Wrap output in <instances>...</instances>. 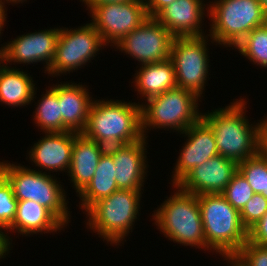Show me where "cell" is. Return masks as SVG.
I'll return each mask as SVG.
<instances>
[{
	"label": "cell",
	"mask_w": 267,
	"mask_h": 266,
	"mask_svg": "<svg viewBox=\"0 0 267 266\" xmlns=\"http://www.w3.org/2000/svg\"><path fill=\"white\" fill-rule=\"evenodd\" d=\"M147 142L143 137L131 144L107 147L114 161L118 189L144 191L149 168Z\"/></svg>",
	"instance_id": "9a60e30c"
},
{
	"label": "cell",
	"mask_w": 267,
	"mask_h": 266,
	"mask_svg": "<svg viewBox=\"0 0 267 266\" xmlns=\"http://www.w3.org/2000/svg\"><path fill=\"white\" fill-rule=\"evenodd\" d=\"M119 190L115 179V165L112 155L106 150L98 163L95 174L87 187L77 196L79 209L86 211L93 203ZM81 203V204H80Z\"/></svg>",
	"instance_id": "cb8c5ba5"
},
{
	"label": "cell",
	"mask_w": 267,
	"mask_h": 266,
	"mask_svg": "<svg viewBox=\"0 0 267 266\" xmlns=\"http://www.w3.org/2000/svg\"><path fill=\"white\" fill-rule=\"evenodd\" d=\"M44 136L35 141L27 153L36 171L55 175L54 172L68 173L72 158L74 132H44ZM36 167H38L36 169ZM40 168V169H39ZM42 169V170H41Z\"/></svg>",
	"instance_id": "e0dca14e"
},
{
	"label": "cell",
	"mask_w": 267,
	"mask_h": 266,
	"mask_svg": "<svg viewBox=\"0 0 267 266\" xmlns=\"http://www.w3.org/2000/svg\"><path fill=\"white\" fill-rule=\"evenodd\" d=\"M208 36L207 34L198 37H174L170 53L176 85L194 92L201 99L204 97L202 94L205 93L204 88L210 75L208 46L211 43L217 46Z\"/></svg>",
	"instance_id": "9c48e42d"
},
{
	"label": "cell",
	"mask_w": 267,
	"mask_h": 266,
	"mask_svg": "<svg viewBox=\"0 0 267 266\" xmlns=\"http://www.w3.org/2000/svg\"><path fill=\"white\" fill-rule=\"evenodd\" d=\"M238 171L256 194L267 199V158L259 154L238 164Z\"/></svg>",
	"instance_id": "4316f807"
},
{
	"label": "cell",
	"mask_w": 267,
	"mask_h": 266,
	"mask_svg": "<svg viewBox=\"0 0 267 266\" xmlns=\"http://www.w3.org/2000/svg\"><path fill=\"white\" fill-rule=\"evenodd\" d=\"M174 36L154 17H148L138 28L127 34L114 48L138 61L139 65L170 58Z\"/></svg>",
	"instance_id": "7c38bea8"
},
{
	"label": "cell",
	"mask_w": 267,
	"mask_h": 266,
	"mask_svg": "<svg viewBox=\"0 0 267 266\" xmlns=\"http://www.w3.org/2000/svg\"><path fill=\"white\" fill-rule=\"evenodd\" d=\"M133 85L141 99L162 94L176 87L175 71L170 58L165 61L140 65L135 71Z\"/></svg>",
	"instance_id": "603a6c76"
},
{
	"label": "cell",
	"mask_w": 267,
	"mask_h": 266,
	"mask_svg": "<svg viewBox=\"0 0 267 266\" xmlns=\"http://www.w3.org/2000/svg\"><path fill=\"white\" fill-rule=\"evenodd\" d=\"M64 225L44 206L32 200L18 201L17 212L11 226L6 230L9 233H18L20 236H29L43 233H56L64 229Z\"/></svg>",
	"instance_id": "44dd1931"
},
{
	"label": "cell",
	"mask_w": 267,
	"mask_h": 266,
	"mask_svg": "<svg viewBox=\"0 0 267 266\" xmlns=\"http://www.w3.org/2000/svg\"><path fill=\"white\" fill-rule=\"evenodd\" d=\"M205 2L207 1L175 0L154 18L174 37L203 36L206 33L202 27L203 20L206 15L209 17V2L204 4Z\"/></svg>",
	"instance_id": "ac0fdd59"
},
{
	"label": "cell",
	"mask_w": 267,
	"mask_h": 266,
	"mask_svg": "<svg viewBox=\"0 0 267 266\" xmlns=\"http://www.w3.org/2000/svg\"><path fill=\"white\" fill-rule=\"evenodd\" d=\"M106 47L91 22L78 28L60 27L55 57L46 72L47 77H60L81 70Z\"/></svg>",
	"instance_id": "30bf717a"
},
{
	"label": "cell",
	"mask_w": 267,
	"mask_h": 266,
	"mask_svg": "<svg viewBox=\"0 0 267 266\" xmlns=\"http://www.w3.org/2000/svg\"><path fill=\"white\" fill-rule=\"evenodd\" d=\"M245 100L233 99L228 106L202 112L201 116L214 132L218 155L237 164L258 154L257 123L246 116Z\"/></svg>",
	"instance_id": "6da1fadb"
},
{
	"label": "cell",
	"mask_w": 267,
	"mask_h": 266,
	"mask_svg": "<svg viewBox=\"0 0 267 266\" xmlns=\"http://www.w3.org/2000/svg\"><path fill=\"white\" fill-rule=\"evenodd\" d=\"M129 1L131 0H80V2L85 4V10H89L93 5L126 3Z\"/></svg>",
	"instance_id": "d590c367"
},
{
	"label": "cell",
	"mask_w": 267,
	"mask_h": 266,
	"mask_svg": "<svg viewBox=\"0 0 267 266\" xmlns=\"http://www.w3.org/2000/svg\"><path fill=\"white\" fill-rule=\"evenodd\" d=\"M257 120L258 154L267 158V115Z\"/></svg>",
	"instance_id": "d6a6232c"
},
{
	"label": "cell",
	"mask_w": 267,
	"mask_h": 266,
	"mask_svg": "<svg viewBox=\"0 0 267 266\" xmlns=\"http://www.w3.org/2000/svg\"><path fill=\"white\" fill-rule=\"evenodd\" d=\"M16 199L10 183L0 173V227L7 230L13 223L17 212Z\"/></svg>",
	"instance_id": "f1b7e54d"
},
{
	"label": "cell",
	"mask_w": 267,
	"mask_h": 266,
	"mask_svg": "<svg viewBox=\"0 0 267 266\" xmlns=\"http://www.w3.org/2000/svg\"><path fill=\"white\" fill-rule=\"evenodd\" d=\"M186 138L172 171V186L176 185L189 171L218 155L214 132L200 118L179 134ZM184 135V136H183Z\"/></svg>",
	"instance_id": "5bb4252c"
},
{
	"label": "cell",
	"mask_w": 267,
	"mask_h": 266,
	"mask_svg": "<svg viewBox=\"0 0 267 266\" xmlns=\"http://www.w3.org/2000/svg\"><path fill=\"white\" fill-rule=\"evenodd\" d=\"M4 64H5L4 63V57H3V55H0V70L3 67Z\"/></svg>",
	"instance_id": "60d3db41"
},
{
	"label": "cell",
	"mask_w": 267,
	"mask_h": 266,
	"mask_svg": "<svg viewBox=\"0 0 267 266\" xmlns=\"http://www.w3.org/2000/svg\"><path fill=\"white\" fill-rule=\"evenodd\" d=\"M233 257L242 266H267V246L248 240Z\"/></svg>",
	"instance_id": "4dcf8cb0"
},
{
	"label": "cell",
	"mask_w": 267,
	"mask_h": 266,
	"mask_svg": "<svg viewBox=\"0 0 267 266\" xmlns=\"http://www.w3.org/2000/svg\"><path fill=\"white\" fill-rule=\"evenodd\" d=\"M140 103L95 98L82 134L105 147L141 140L143 134Z\"/></svg>",
	"instance_id": "7a4b0ae2"
},
{
	"label": "cell",
	"mask_w": 267,
	"mask_h": 266,
	"mask_svg": "<svg viewBox=\"0 0 267 266\" xmlns=\"http://www.w3.org/2000/svg\"><path fill=\"white\" fill-rule=\"evenodd\" d=\"M7 13H5L4 11H0V40H1V34L3 33L2 31L3 30V27L5 26L6 24V21H7ZM1 47H0V55H3V44H0Z\"/></svg>",
	"instance_id": "8d00e7d4"
},
{
	"label": "cell",
	"mask_w": 267,
	"mask_h": 266,
	"mask_svg": "<svg viewBox=\"0 0 267 266\" xmlns=\"http://www.w3.org/2000/svg\"><path fill=\"white\" fill-rule=\"evenodd\" d=\"M265 14L267 15V0H258Z\"/></svg>",
	"instance_id": "ab89813d"
},
{
	"label": "cell",
	"mask_w": 267,
	"mask_h": 266,
	"mask_svg": "<svg viewBox=\"0 0 267 266\" xmlns=\"http://www.w3.org/2000/svg\"><path fill=\"white\" fill-rule=\"evenodd\" d=\"M148 17H155L175 0H144Z\"/></svg>",
	"instance_id": "836d02e7"
},
{
	"label": "cell",
	"mask_w": 267,
	"mask_h": 266,
	"mask_svg": "<svg viewBox=\"0 0 267 266\" xmlns=\"http://www.w3.org/2000/svg\"><path fill=\"white\" fill-rule=\"evenodd\" d=\"M175 188V189H174ZM174 193L152 213L153 225L165 238L182 246L206 252L200 206L196 195L173 185Z\"/></svg>",
	"instance_id": "3957f363"
},
{
	"label": "cell",
	"mask_w": 267,
	"mask_h": 266,
	"mask_svg": "<svg viewBox=\"0 0 267 266\" xmlns=\"http://www.w3.org/2000/svg\"><path fill=\"white\" fill-rule=\"evenodd\" d=\"M267 213V199L262 194H254L240 211L242 225L249 230Z\"/></svg>",
	"instance_id": "f546056e"
},
{
	"label": "cell",
	"mask_w": 267,
	"mask_h": 266,
	"mask_svg": "<svg viewBox=\"0 0 267 266\" xmlns=\"http://www.w3.org/2000/svg\"><path fill=\"white\" fill-rule=\"evenodd\" d=\"M24 1L27 2V0H0V11H4L5 13H7V9H6L7 7H5L6 4L10 5L11 3L13 6V5L20 4V3L22 4L24 3Z\"/></svg>",
	"instance_id": "74e56055"
},
{
	"label": "cell",
	"mask_w": 267,
	"mask_h": 266,
	"mask_svg": "<svg viewBox=\"0 0 267 266\" xmlns=\"http://www.w3.org/2000/svg\"><path fill=\"white\" fill-rule=\"evenodd\" d=\"M208 35L217 46L233 48L253 29L267 23L258 0H209Z\"/></svg>",
	"instance_id": "ba28073f"
},
{
	"label": "cell",
	"mask_w": 267,
	"mask_h": 266,
	"mask_svg": "<svg viewBox=\"0 0 267 266\" xmlns=\"http://www.w3.org/2000/svg\"><path fill=\"white\" fill-rule=\"evenodd\" d=\"M238 171V164L221 155L189 171L176 185L194 195L221 194Z\"/></svg>",
	"instance_id": "2e32d148"
},
{
	"label": "cell",
	"mask_w": 267,
	"mask_h": 266,
	"mask_svg": "<svg viewBox=\"0 0 267 266\" xmlns=\"http://www.w3.org/2000/svg\"><path fill=\"white\" fill-rule=\"evenodd\" d=\"M234 49L253 65L267 69V23L253 29Z\"/></svg>",
	"instance_id": "484cf974"
},
{
	"label": "cell",
	"mask_w": 267,
	"mask_h": 266,
	"mask_svg": "<svg viewBox=\"0 0 267 266\" xmlns=\"http://www.w3.org/2000/svg\"><path fill=\"white\" fill-rule=\"evenodd\" d=\"M107 147L74 132L72 158L68 177L78 196L91 182L99 160Z\"/></svg>",
	"instance_id": "ffe728a7"
},
{
	"label": "cell",
	"mask_w": 267,
	"mask_h": 266,
	"mask_svg": "<svg viewBox=\"0 0 267 266\" xmlns=\"http://www.w3.org/2000/svg\"><path fill=\"white\" fill-rule=\"evenodd\" d=\"M143 191L117 190L93 203L85 212L87 229L105 241L106 245L120 246L133 232L140 216Z\"/></svg>",
	"instance_id": "5b68a950"
},
{
	"label": "cell",
	"mask_w": 267,
	"mask_h": 266,
	"mask_svg": "<svg viewBox=\"0 0 267 266\" xmlns=\"http://www.w3.org/2000/svg\"><path fill=\"white\" fill-rule=\"evenodd\" d=\"M142 101L141 129L146 139L151 129H167L181 134L202 116L198 108L202 99L178 86Z\"/></svg>",
	"instance_id": "52a82bcc"
},
{
	"label": "cell",
	"mask_w": 267,
	"mask_h": 266,
	"mask_svg": "<svg viewBox=\"0 0 267 266\" xmlns=\"http://www.w3.org/2000/svg\"><path fill=\"white\" fill-rule=\"evenodd\" d=\"M37 101L34 104H37V107L32 118H34L33 123L38 129H41L40 132H63V120L57 93L48 86V89L45 88V93Z\"/></svg>",
	"instance_id": "d4e9b609"
},
{
	"label": "cell",
	"mask_w": 267,
	"mask_h": 266,
	"mask_svg": "<svg viewBox=\"0 0 267 266\" xmlns=\"http://www.w3.org/2000/svg\"><path fill=\"white\" fill-rule=\"evenodd\" d=\"M0 161V173L10 183L18 201L32 200L47 208L66 228L70 223L67 192L53 174L42 173L22 164ZM63 186V187H62Z\"/></svg>",
	"instance_id": "8992f818"
},
{
	"label": "cell",
	"mask_w": 267,
	"mask_h": 266,
	"mask_svg": "<svg viewBox=\"0 0 267 266\" xmlns=\"http://www.w3.org/2000/svg\"><path fill=\"white\" fill-rule=\"evenodd\" d=\"M31 76L18 67L4 64L0 70V104L13 108L31 105L37 97V82Z\"/></svg>",
	"instance_id": "7402d4cb"
},
{
	"label": "cell",
	"mask_w": 267,
	"mask_h": 266,
	"mask_svg": "<svg viewBox=\"0 0 267 266\" xmlns=\"http://www.w3.org/2000/svg\"><path fill=\"white\" fill-rule=\"evenodd\" d=\"M87 12L106 46L114 47L127 34L138 28L147 18L144 0L126 3L93 5Z\"/></svg>",
	"instance_id": "8fae6325"
},
{
	"label": "cell",
	"mask_w": 267,
	"mask_h": 266,
	"mask_svg": "<svg viewBox=\"0 0 267 266\" xmlns=\"http://www.w3.org/2000/svg\"><path fill=\"white\" fill-rule=\"evenodd\" d=\"M60 28L38 30L17 36L3 45L4 63L7 66L43 64L47 72L55 57ZM13 63V64H12ZM25 64V65H24Z\"/></svg>",
	"instance_id": "4fadbf2b"
},
{
	"label": "cell",
	"mask_w": 267,
	"mask_h": 266,
	"mask_svg": "<svg viewBox=\"0 0 267 266\" xmlns=\"http://www.w3.org/2000/svg\"><path fill=\"white\" fill-rule=\"evenodd\" d=\"M248 240L258 245L267 246V213L248 230Z\"/></svg>",
	"instance_id": "1f68e13d"
},
{
	"label": "cell",
	"mask_w": 267,
	"mask_h": 266,
	"mask_svg": "<svg viewBox=\"0 0 267 266\" xmlns=\"http://www.w3.org/2000/svg\"><path fill=\"white\" fill-rule=\"evenodd\" d=\"M222 258H223V261L226 260L228 264L227 266H242L234 257H222Z\"/></svg>",
	"instance_id": "f35d334b"
},
{
	"label": "cell",
	"mask_w": 267,
	"mask_h": 266,
	"mask_svg": "<svg viewBox=\"0 0 267 266\" xmlns=\"http://www.w3.org/2000/svg\"><path fill=\"white\" fill-rule=\"evenodd\" d=\"M50 87L58 95L60 113L63 120V132L82 133L86 127L93 97L86 85L62 81Z\"/></svg>",
	"instance_id": "d6986e66"
},
{
	"label": "cell",
	"mask_w": 267,
	"mask_h": 266,
	"mask_svg": "<svg viewBox=\"0 0 267 266\" xmlns=\"http://www.w3.org/2000/svg\"><path fill=\"white\" fill-rule=\"evenodd\" d=\"M206 250L221 257H233L248 241L240 212L222 194L197 195Z\"/></svg>",
	"instance_id": "277c9868"
},
{
	"label": "cell",
	"mask_w": 267,
	"mask_h": 266,
	"mask_svg": "<svg viewBox=\"0 0 267 266\" xmlns=\"http://www.w3.org/2000/svg\"><path fill=\"white\" fill-rule=\"evenodd\" d=\"M221 194L240 212L255 193L247 180L237 171Z\"/></svg>",
	"instance_id": "83f0119b"
},
{
	"label": "cell",
	"mask_w": 267,
	"mask_h": 266,
	"mask_svg": "<svg viewBox=\"0 0 267 266\" xmlns=\"http://www.w3.org/2000/svg\"><path fill=\"white\" fill-rule=\"evenodd\" d=\"M12 243L8 238L7 231L0 227V260L10 253Z\"/></svg>",
	"instance_id": "e575fe53"
}]
</instances>
